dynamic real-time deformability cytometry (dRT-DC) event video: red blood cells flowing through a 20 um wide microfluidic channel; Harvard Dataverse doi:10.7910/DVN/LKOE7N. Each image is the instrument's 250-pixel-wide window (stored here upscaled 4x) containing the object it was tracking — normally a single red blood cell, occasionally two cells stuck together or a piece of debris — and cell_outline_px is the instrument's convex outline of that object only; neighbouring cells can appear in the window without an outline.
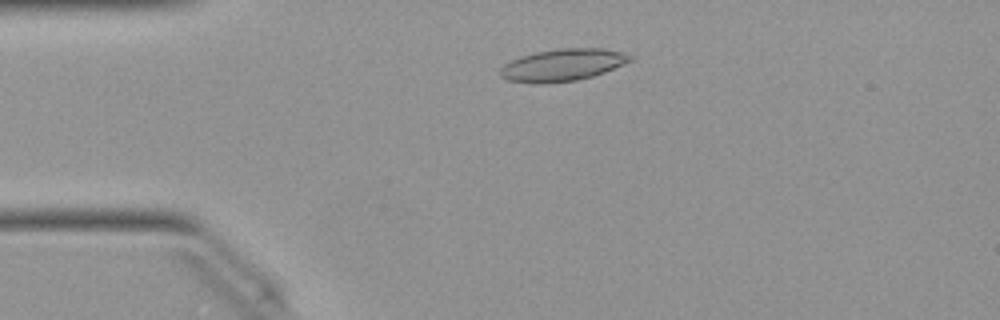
{"species": "Egyptian fruit bat (a non-hibernating species)", "species_latin": "Rousettus aegyptiacus", "temperature_condition": "warm", "stored_images_in_passage": 48, "camera_frame_rate_fps": 3000, "um_per_image_px": 0.085, "animal": {"sex": "female"}, "frame": {"image": 1, "passage_image": 9, "time_ms": 2.667, "image_size_px": [1000, 320], "cell_outline_px": [[632, 60], [624, 64], [604, 72], [592, 76], [576, 80], [544, 84], [532, 84], [508, 80], [500, 76], [500, 68], [504, 64], [520, 56], [536, 52], [560, 48], [600, 48], [624, 52], [632, 56]], "centroid_in_image_um": [47.8, 5.53], "position_along_channel_um": 37.2, "area_um2": 24.39}}
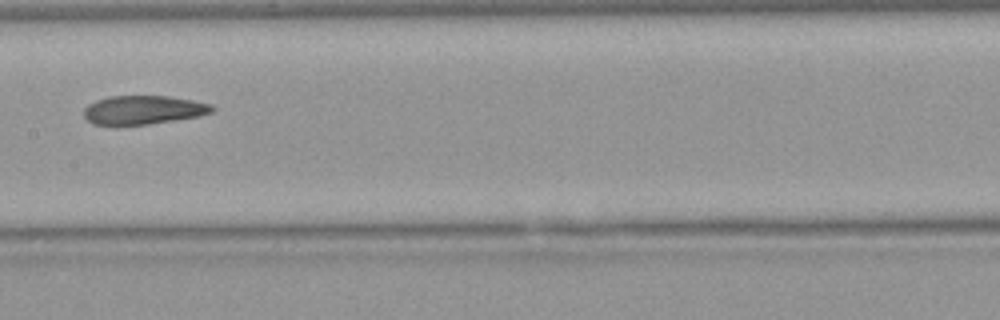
{"frame": {"image": 2, "passage_image": 23, "time_ms": 7.333, "image_size_px": [1000, 320], "cell_outline_px": [[216, 108], [212, 112], [200, 116], [176, 120], [148, 124], [92, 124], [84, 116], [84, 108], [88, 104], [96, 100], [108, 96], [168, 96], [192, 100], [212, 104]], "centroid_in_image_um": [12.21, 9.33], "position_along_channel_um": 195.2, "area_um2": 21.44}}
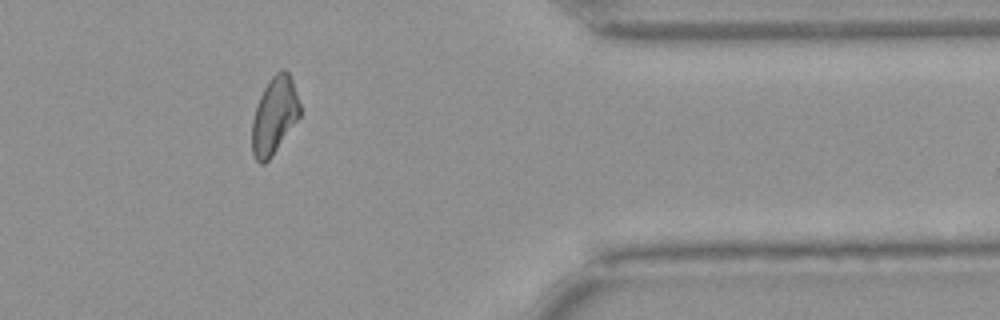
{"frame": {"image": 3, "passage_image": 39, "time_ms": 12.667, "image_size_px": [1000, 320], "cell_outline_px": [[300, 116], [272, 156], [264, 164], [260, 164], [256, 160], [252, 152], [252, 120], [260, 96], [268, 80], [280, 68], [284, 68], [288, 72], [292, 80], [300, 104]], "centroid_in_image_um": [23.31, 9.81], "position_along_channel_um": 388.1, "area_um2": 21.44}, "authors_computed_cell_mechanics": {"area_um2": 22.8021, "velocity_mm_per_s": 4.0437, "shape_relaxation_time_tau1_ms": 9.7881, "shape_relaxation_time_tau2_ms": 4.3936, "deformation_change_tau1": 0.2557, "deformation_change_tau2": 0.121}}